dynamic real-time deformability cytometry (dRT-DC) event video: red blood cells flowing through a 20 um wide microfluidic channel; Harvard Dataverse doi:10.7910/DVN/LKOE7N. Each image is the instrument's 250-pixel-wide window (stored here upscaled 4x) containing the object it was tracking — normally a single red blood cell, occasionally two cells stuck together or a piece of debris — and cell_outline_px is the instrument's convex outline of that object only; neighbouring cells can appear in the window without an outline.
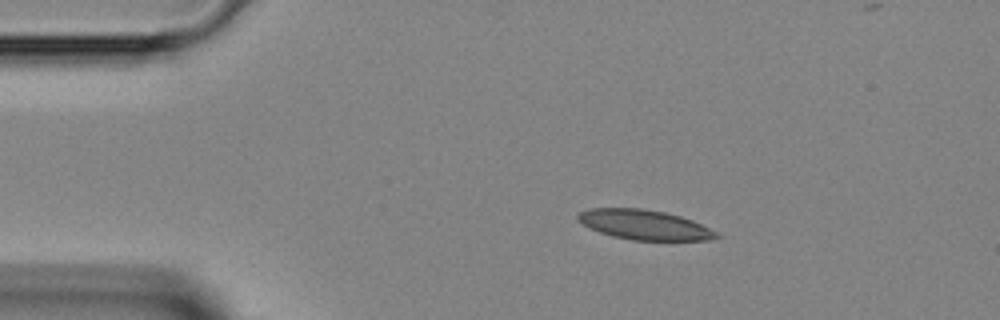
{"species": "Egyptian fruit bat (a non-hibernating species)", "species_latin": "Rousettus aegyptiacus", "temperature_condition": "room temperature", "stored_images_in_passage": 18, "camera_frame_rate_fps": 3000, "um_per_image_px": 0.085, "animal": {"sex": "female"}, "frame": {"image": 1, "passage_image": 1, "time_ms": 0.0, "image_size_px": [1000, 320], "cell_outline_px": [[720, 236], [708, 240], [632, 240], [612, 236], [600, 232], [576, 220], [576, 216], [580, 212], [588, 208], [640, 208], [664, 212], [680, 216], [692, 220], [716, 232]], "centroid_in_image_um": [54.74, 19.1], "position_along_channel_um": 30.3, "area_um2": 23.81}}
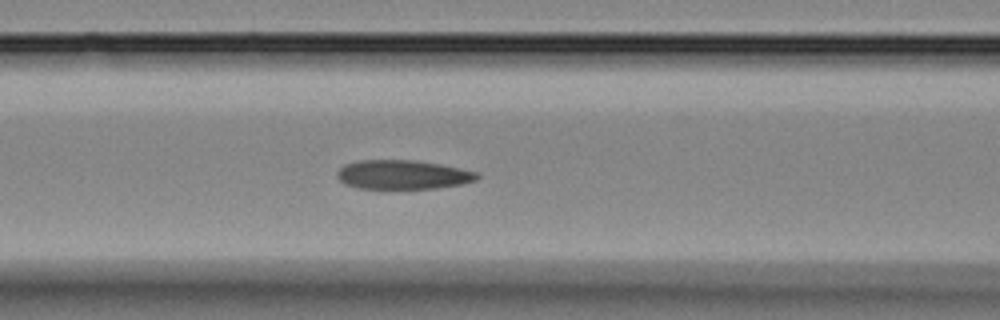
{"frame": {"image": 2, "passage_image": 11, "time_ms": 3.333, "image_size_px": [1000, 320], "cell_outline_px": [[480, 176], [476, 180], [460, 184], [436, 188], [356, 188], [344, 184], [336, 176], [336, 172], [344, 164], [356, 160], [416, 160], [440, 164], [460, 168], [476, 172]], "centroid_in_image_um": [34.19, 14.83], "position_along_channel_um": 132.4, "area_um2": 23.76}}
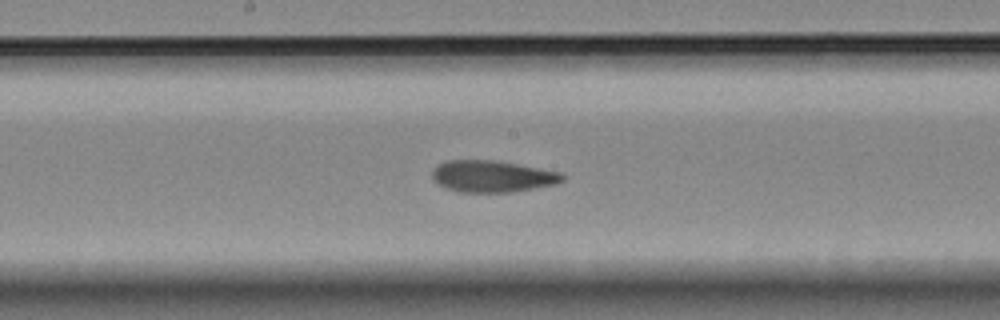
{"frame": {"image": 3, "passage_image": 16, "time_ms": 5.0, "image_size_px": [1000, 320], "cell_outline_px": [[564, 180], [556, 184], [512, 192], [460, 192], [444, 188], [432, 180], [432, 168], [436, 164], [444, 160], [496, 160], [560, 172], [564, 176]], "centroid_in_image_um": [41.78, 14.98], "position_along_channel_um": 206.4, "area_um2": 24.28}}